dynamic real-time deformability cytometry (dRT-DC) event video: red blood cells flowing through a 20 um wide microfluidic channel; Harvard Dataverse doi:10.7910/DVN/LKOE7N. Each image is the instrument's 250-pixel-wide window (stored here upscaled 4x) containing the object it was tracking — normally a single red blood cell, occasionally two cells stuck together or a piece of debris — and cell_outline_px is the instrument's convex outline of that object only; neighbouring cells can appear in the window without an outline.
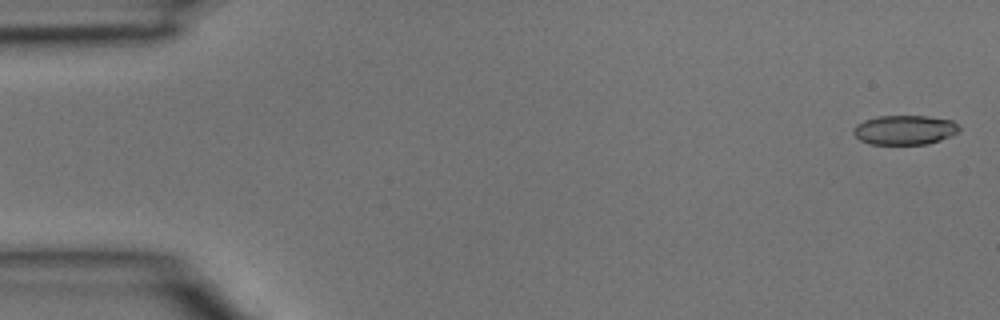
{"species": "common noctule bat (a hibernating species)", "species_latin": "Nyctalus noctula", "temperature_condition": "room temperature", "stored_images_in_passage": 2, "segment_of_instrument_passage": [2, 2], "camera_frame_rate_fps": 3000, "um_per_image_px": 0.085, "animal": {"sex": "male", "body_mass_g": 15.6}, "frame": {"image": 1, "passage_image": 2, "time_ms": 0.333, "image_size_px": [1000, 320], "cell_outline_px": [[960, 132], [952, 136], [928, 144], [868, 144], [860, 140], [852, 132], [852, 128], [856, 124], [864, 120], [876, 116], [928, 116], [952, 120], [960, 128]], "centroid_in_image_um": [76.89, 11.04], "position_along_channel_um": 8.1, "area_um2": 18.38}}